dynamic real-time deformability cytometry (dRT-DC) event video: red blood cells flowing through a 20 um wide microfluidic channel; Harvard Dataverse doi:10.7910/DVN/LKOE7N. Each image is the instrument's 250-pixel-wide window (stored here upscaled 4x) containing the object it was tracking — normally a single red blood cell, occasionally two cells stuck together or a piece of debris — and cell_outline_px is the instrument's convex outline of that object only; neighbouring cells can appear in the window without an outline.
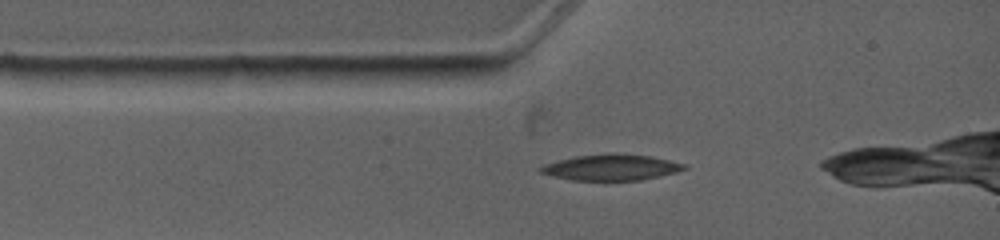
{"species": "common noctule bat (a hibernating species)", "species_latin": "Nyctalus noctula", "temperature_condition": "warm", "stored_images_in_passage": 4, "segment_of_instrument_passage": [1, 2], "camera_frame_rate_fps": 4500, "um_per_image_px": 0.085, "animal": {"sex": "female", "body_mass_g": 19.0, "forearm_length_mm": 53.3}, "frame": {"image": 1, "passage_image": 1, "time_ms": 0.0, "image_size_px": [1000, 240], "cell_outline_px": [[688, 168], [676, 172], [640, 180], [572, 180], [552, 176], [540, 172], [536, 168], [544, 164], [576, 156], [608, 152], [616, 152], [652, 156], [688, 164]], "centroid_in_image_um": [51.97, 14.21], "position_along_channel_um": 33.0, "area_um2": 22.02}}
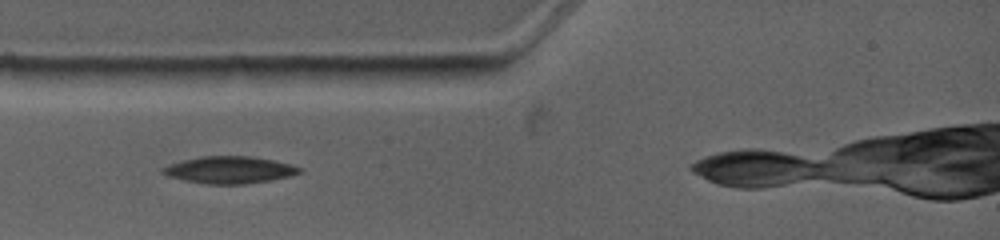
{"frame": {"image": 2, "passage_image": 2, "time_ms": 0.889, "image_size_px": [1000, 240], "cell_outline_px": [[300, 172], [288, 176], [268, 180], [244, 184], [208, 184], [184, 180], [168, 176], [160, 172], [160, 168], [168, 164], [200, 156], [252, 156], [292, 164], [300, 168]], "centroid_in_image_um": [19.44, 14.43], "position_along_channel_um": 65.6, "area_um2": 21.39}}
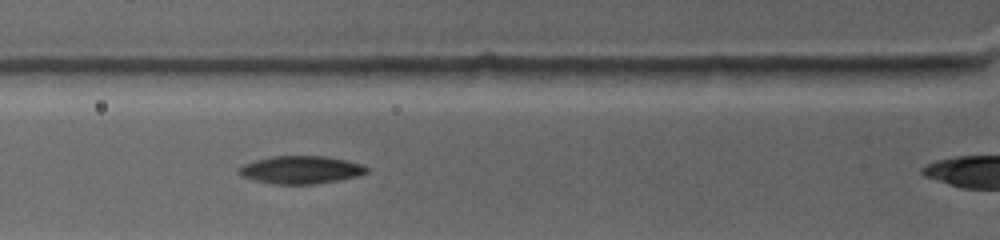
{"frame": {"image": 3, "passage_image": 3, "time_ms": 1.778, "image_size_px": [1000, 240], "cell_outline_px": [[368, 172], [356, 176], [336, 180], [312, 184], [272, 184], [256, 180], [244, 176], [236, 172], [236, 168], [244, 164], [256, 160], [272, 156], [324, 156], [344, 160], [360, 164], [368, 168]], "centroid_in_image_um": [25.52, 14.43], "position_along_channel_um": 100.3, "area_um2": 20.4}}